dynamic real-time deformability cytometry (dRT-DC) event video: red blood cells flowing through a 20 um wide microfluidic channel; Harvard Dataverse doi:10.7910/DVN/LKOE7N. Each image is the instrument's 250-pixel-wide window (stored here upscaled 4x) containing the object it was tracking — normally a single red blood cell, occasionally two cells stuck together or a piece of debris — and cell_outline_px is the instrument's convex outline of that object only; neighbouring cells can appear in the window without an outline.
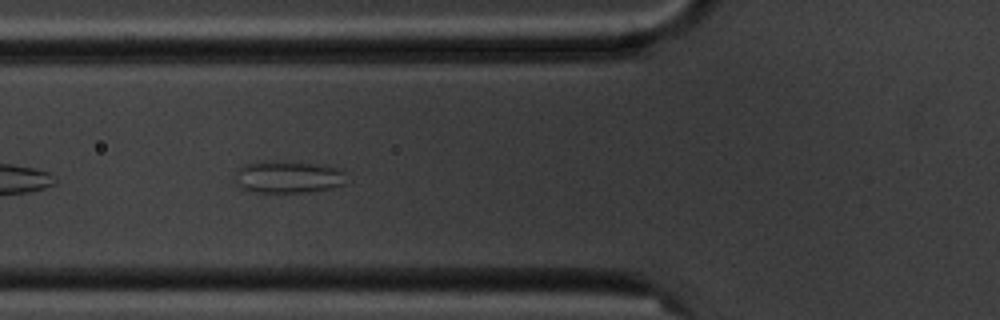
{"species": "common noctule bat (a hibernating species)", "species_latin": "Nyctalus noctula", "temperature_condition": "cold", "stored_images_in_passage": 14, "camera_frame_rate_fps": 3000, "um_per_image_px": 0.085, "animal": {"sex": "male", "body_mass_g": 20.1, "forearm_length_mm": 53.5}, "frame": {"image": 1, "passage_image": 5, "time_ms": 5.333, "image_size_px": [1000, 320], "cell_outline_px": [[348, 172], [344, 184], [332, 188], [308, 192], [252, 192], [240, 188], [232, 184], [232, 176], [244, 164], [324, 164]], "centroid_in_image_um": [24.49, 15.11], "position_along_channel_um": 101.3, "area_um2": 20.46}}
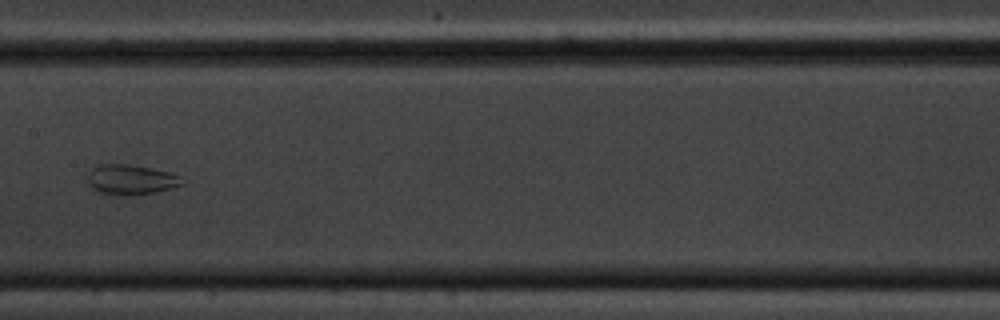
{"frame": {"image": 2, "passage_image": 7, "time_ms": 8.0, "image_size_px": [1000, 320], "cell_outline_px": [[184, 184], [172, 188], [156, 192], [124, 196], [120, 196], [96, 192], [88, 184], [88, 172], [92, 168], [100, 164], [128, 164], [172, 172], [180, 176]], "centroid_in_image_um": [11.11, 15.28], "position_along_channel_um": 196.3, "area_um2": 16.76}}
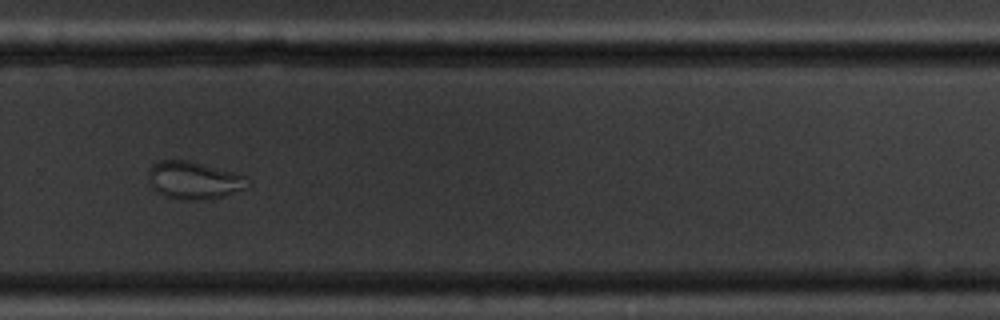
{"frame": {"image": 3, "passage_image": 10, "time_ms": 11.333, "image_size_px": [1000, 320], "cell_outline_px": [[252, 184], [244, 188], [224, 196], [196, 200], [180, 200], [164, 196], [152, 188], [148, 180], [148, 172], [152, 164], [160, 160], [188, 160], [244, 172], [248, 176]], "centroid_in_image_um": [16.55, 15.3], "position_along_channel_um": 313.2, "area_um2": 22.54}}